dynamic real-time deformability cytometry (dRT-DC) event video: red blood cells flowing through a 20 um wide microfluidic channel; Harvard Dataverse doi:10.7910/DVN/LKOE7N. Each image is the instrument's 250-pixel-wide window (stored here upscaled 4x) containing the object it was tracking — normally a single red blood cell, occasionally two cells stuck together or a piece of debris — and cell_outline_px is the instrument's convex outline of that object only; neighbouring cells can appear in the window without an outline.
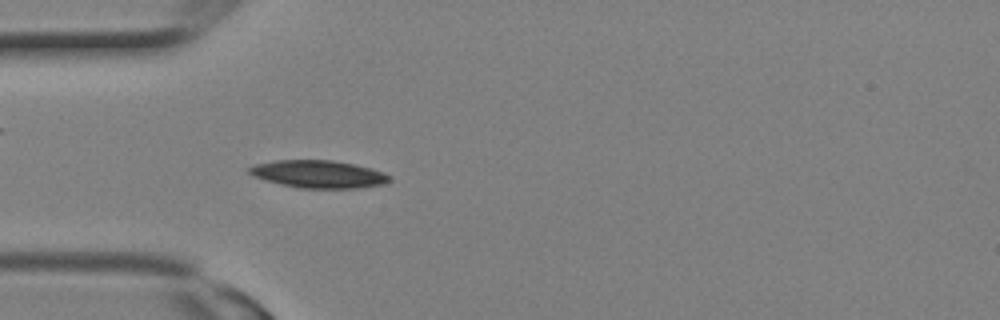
{"species": "Egyptian fruit bat (a non-hibernating species)", "species_latin": "Rousettus aegyptiacus", "temperature_condition": "room temperature", "stored_images_in_passage": 8, "camera_frame_rate_fps": 3000, "um_per_image_px": 0.085, "animal": {"sex": "female"}, "frame": {"image": 1, "passage_image": 8, "time_ms": 2.333, "image_size_px": [1000, 320], "cell_outline_px": [[392, 180], [384, 184], [356, 188], [300, 188], [280, 184], [264, 180], [252, 176], [248, 172], [248, 168], [256, 164], [276, 160], [332, 160], [372, 168], [384, 172], [392, 176]], "centroid_in_image_um": [27.09, 14.8], "position_along_channel_um": 57.9, "area_um2": 22.66}}